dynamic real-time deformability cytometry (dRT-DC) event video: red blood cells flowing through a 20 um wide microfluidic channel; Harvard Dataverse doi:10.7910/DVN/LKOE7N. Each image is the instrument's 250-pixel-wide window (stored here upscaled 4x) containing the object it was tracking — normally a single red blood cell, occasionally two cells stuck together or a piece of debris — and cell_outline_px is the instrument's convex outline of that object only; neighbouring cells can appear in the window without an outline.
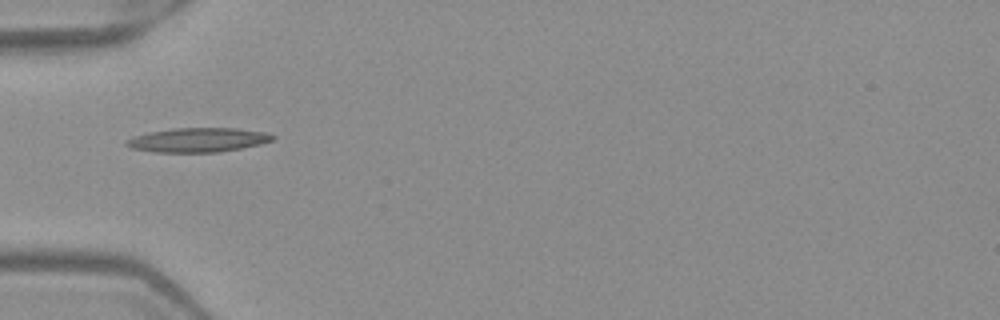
{"species": "Egyptian fruit bat (a non-hibernating species)", "species_latin": "Rousettus aegyptiacus", "temperature_condition": "warm", "stored_images_in_passage": 5, "camera_frame_rate_fps": 3000, "um_per_image_px": 0.085, "frame": {"image": 1, "passage_image": 5, "time_ms": 1.333, "image_size_px": [1000, 320], "cell_outline_px": [[276, 136], [272, 140], [260, 144], [220, 152], [156, 152], [132, 148], [124, 144], [124, 140], [132, 136], [148, 132], [172, 128], [236, 128], [268, 132]], "centroid_in_image_um": [16.8, 11.88], "position_along_channel_um": 68.2, "area_um2": 20.81}}